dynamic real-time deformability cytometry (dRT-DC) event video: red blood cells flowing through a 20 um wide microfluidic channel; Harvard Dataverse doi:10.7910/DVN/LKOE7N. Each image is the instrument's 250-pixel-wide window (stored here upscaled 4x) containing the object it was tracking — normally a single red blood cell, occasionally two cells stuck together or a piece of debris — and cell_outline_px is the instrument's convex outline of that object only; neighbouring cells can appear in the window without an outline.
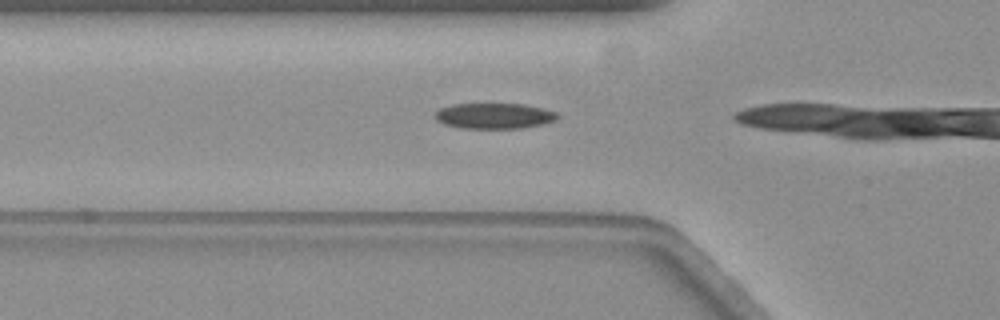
{"species": "common noctule bat (a hibernating species)", "species_latin": "Nyctalus noctula", "temperature_condition": "warm", "stored_images_in_passage": 6, "camera_frame_rate_fps": 3000, "um_per_image_px": 0.085, "animal": {"sex": "female", "body_mass_g": 19.3, "forearm_length_mm": 54.1}, "frame": {"image": 1, "passage_image": 3, "time_ms": 0.667, "image_size_px": [1000, 320], "cell_outline_px": [[560, 116], [556, 120], [544, 124], [524, 128], [460, 128], [444, 124], [436, 120], [436, 112], [440, 108], [452, 104], [524, 104], [544, 108], [556, 112]], "centroid_in_image_um": [42.05, 9.85], "position_along_channel_um": 83.8, "area_um2": 18.38}}